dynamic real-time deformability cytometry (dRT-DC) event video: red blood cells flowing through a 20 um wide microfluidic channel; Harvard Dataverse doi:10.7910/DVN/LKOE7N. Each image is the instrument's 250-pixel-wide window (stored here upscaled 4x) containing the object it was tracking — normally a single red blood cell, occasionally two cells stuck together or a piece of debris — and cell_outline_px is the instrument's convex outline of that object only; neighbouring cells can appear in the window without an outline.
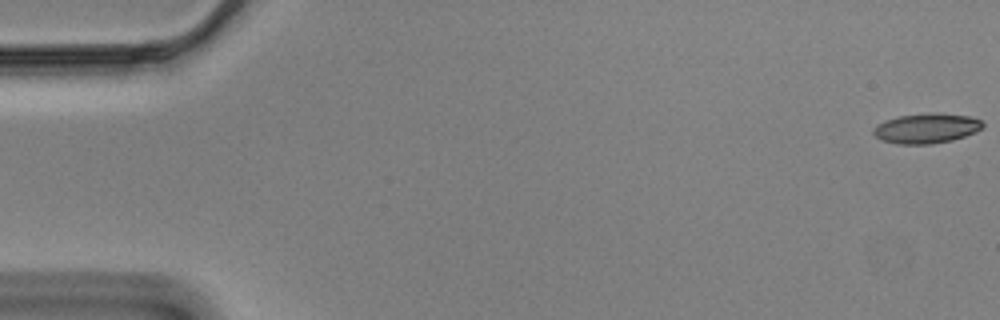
{"species": "Egyptian fruit bat (a non-hibernating species)", "species_latin": "Rousettus aegyptiacus", "temperature_condition": "cold", "stored_images_in_passage": 58, "camera_frame_rate_fps": 3000, "um_per_image_px": 0.085, "animal": {"sex": "male"}, "frame": {"image": 1, "passage_image": 1, "time_ms": 0.0, "image_size_px": [1000, 320], "cell_outline_px": [[984, 128], [976, 132], [952, 140], [928, 144], [896, 144], [880, 140], [872, 132], [872, 128], [876, 124], [884, 120], [900, 116], [972, 116], [980, 120], [984, 124]], "centroid_in_image_um": [78.69, 10.97], "position_along_channel_um": 6.3, "area_um2": 18.26}}
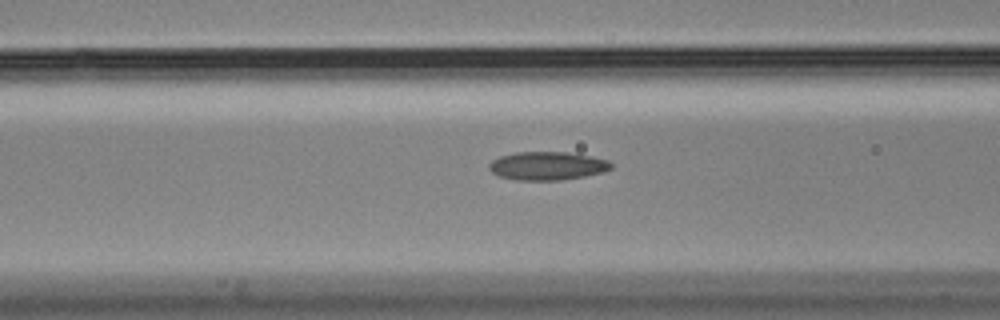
{"frame": {"image": 2, "passage_image": 23, "time_ms": 7.333, "image_size_px": [1000, 320], "cell_outline_px": [[612, 168], [604, 172], [584, 176], [560, 180], [516, 180], [500, 176], [492, 172], [488, 168], [488, 164], [492, 160], [500, 156], [516, 152], [568, 152], [592, 156], [608, 160], [612, 164]], "centroid_in_image_um": [46.53, 14.09], "position_along_channel_um": 120.1, "area_um2": 20.23}}
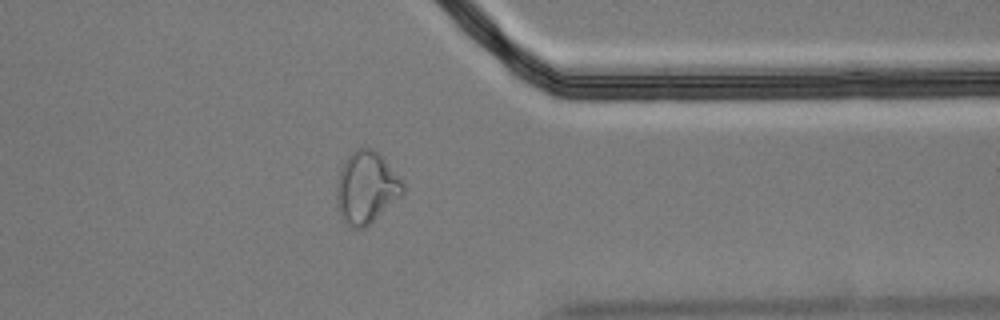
{"frame": {"image": 3, "passage_image": 46, "time_ms": 15.0, "image_size_px": [1000, 320], "cell_outline_px": [[404, 192], [372, 224], [364, 228], [352, 228], [344, 224], [340, 216], [336, 204], [336, 188], [340, 168], [348, 156], [356, 148], [364, 144], [372, 148], [384, 160], [404, 184]], "centroid_in_image_um": [31.09, 15.97], "position_along_channel_um": 380.3, "area_um2": 28.03}, "authors_computed_cell_mechanics": {"area_um2": 19.7676, "velocity_mm_per_s": 3.495, "shape_relaxation_time_tau1_ms": 10.4453, "shape_relaxation_time_tau2_ms": 2.7112, "deformation_change_tau1": 0.2646, "deformation_change_tau2": 0.1017}}